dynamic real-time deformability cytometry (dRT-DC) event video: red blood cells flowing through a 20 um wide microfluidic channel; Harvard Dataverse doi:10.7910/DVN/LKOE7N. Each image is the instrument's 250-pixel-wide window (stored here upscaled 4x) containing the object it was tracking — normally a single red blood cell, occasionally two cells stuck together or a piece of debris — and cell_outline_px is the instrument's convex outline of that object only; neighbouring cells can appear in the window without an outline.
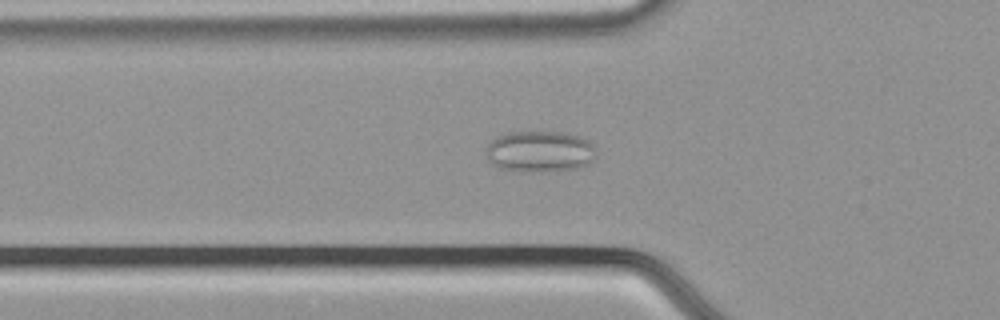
{"species": "common noctule bat (a hibernating species)", "species_latin": "Nyctalus noctula", "temperature_condition": "cold", "stored_images_in_passage": 55, "camera_frame_rate_fps": 3000, "um_per_image_px": 0.085, "animal": {"sex": "male", "body_mass_g": 21.5, "forearm_length_mm": 52.0}, "frame": {"image": 1, "passage_image": 20, "time_ms": 6.333, "image_size_px": [1000, 320], "cell_outline_px": [[596, 160], [588, 164], [576, 168], [540, 172], [500, 168], [492, 164], [484, 156], [488, 144], [496, 136], [512, 132], [564, 132], [580, 136], [588, 140], [596, 148]], "centroid_in_image_um": [45.91, 12.87], "position_along_channel_um": 79.9, "area_um2": 26.65}}
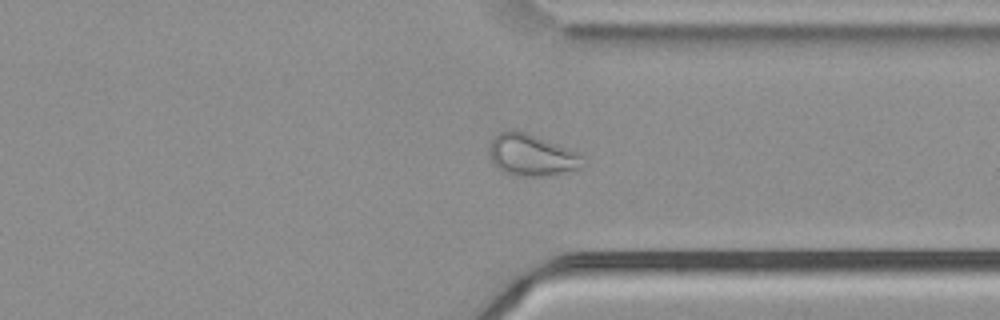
{"frame": {"image": 2, "passage_image": 43, "time_ms": 14.0, "image_size_px": [1000, 320], "cell_outline_px": [[588, 164], [580, 168], [552, 176], [520, 176], [504, 172], [492, 164], [488, 152], [488, 148], [492, 140], [500, 132], [508, 128], [512, 128], [528, 132], [568, 148], [584, 156]], "centroid_in_image_um": [45.2, 13.17], "position_along_channel_um": 366.2, "area_um2": 23.41}}
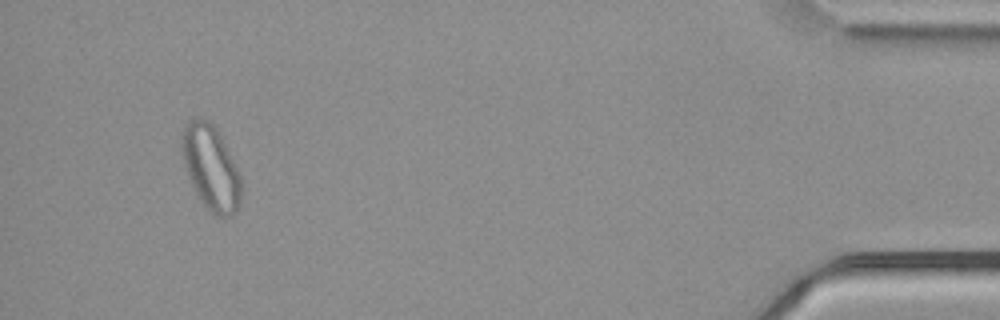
{"frame": {"image": 3, "passage_image": 53, "time_ms": 17.333, "image_size_px": [1000, 320], "cell_outline_px": [[240, 204], [236, 212], [228, 216], [216, 216], [204, 204], [196, 192], [192, 184], [184, 164], [184, 124], [188, 120], [208, 120], [216, 128], [240, 176]], "centroid_in_image_um": [17.95, 14.29], "position_along_channel_um": 417.3, "area_um2": 27.86}}